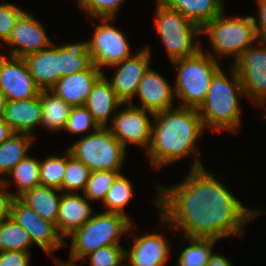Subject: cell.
<instances>
[{
  "label": "cell",
  "instance_id": "obj_1",
  "mask_svg": "<svg viewBox=\"0 0 266 266\" xmlns=\"http://www.w3.org/2000/svg\"><path fill=\"white\" fill-rule=\"evenodd\" d=\"M205 168L190 170L173 187L157 186L153 203L160 209L161 226L172 223L170 229L174 226L191 238L243 237L242 228L264 212L244 206Z\"/></svg>",
  "mask_w": 266,
  "mask_h": 266
},
{
  "label": "cell",
  "instance_id": "obj_2",
  "mask_svg": "<svg viewBox=\"0 0 266 266\" xmlns=\"http://www.w3.org/2000/svg\"><path fill=\"white\" fill-rule=\"evenodd\" d=\"M152 117L151 145L146 152L151 166L161 168L195 154L190 170L204 167L195 146L205 129L197 109L175 106Z\"/></svg>",
  "mask_w": 266,
  "mask_h": 266
},
{
  "label": "cell",
  "instance_id": "obj_3",
  "mask_svg": "<svg viewBox=\"0 0 266 266\" xmlns=\"http://www.w3.org/2000/svg\"><path fill=\"white\" fill-rule=\"evenodd\" d=\"M230 67L231 77L223 69L213 77L207 96L197 109L204 128L211 131L236 132L241 126L239 102L245 93L237 70Z\"/></svg>",
  "mask_w": 266,
  "mask_h": 266
},
{
  "label": "cell",
  "instance_id": "obj_4",
  "mask_svg": "<svg viewBox=\"0 0 266 266\" xmlns=\"http://www.w3.org/2000/svg\"><path fill=\"white\" fill-rule=\"evenodd\" d=\"M172 63L178 69L173 86L175 98L181 101L177 106L198 109L207 96L213 77L222 69L220 63L202 48L195 55Z\"/></svg>",
  "mask_w": 266,
  "mask_h": 266
},
{
  "label": "cell",
  "instance_id": "obj_5",
  "mask_svg": "<svg viewBox=\"0 0 266 266\" xmlns=\"http://www.w3.org/2000/svg\"><path fill=\"white\" fill-rule=\"evenodd\" d=\"M131 228L134 227L128 216L106 211L95 213L81 228L68 236L72 238L69 258L82 261L101 247L120 245L121 235L128 233Z\"/></svg>",
  "mask_w": 266,
  "mask_h": 266
},
{
  "label": "cell",
  "instance_id": "obj_6",
  "mask_svg": "<svg viewBox=\"0 0 266 266\" xmlns=\"http://www.w3.org/2000/svg\"><path fill=\"white\" fill-rule=\"evenodd\" d=\"M223 13L224 11L201 28V34L205 33L209 37L208 41L214 54L209 50L203 51L215 60H218L216 54L220 58L233 56V65L253 43L258 41L259 36L252 16L227 18Z\"/></svg>",
  "mask_w": 266,
  "mask_h": 266
},
{
  "label": "cell",
  "instance_id": "obj_7",
  "mask_svg": "<svg viewBox=\"0 0 266 266\" xmlns=\"http://www.w3.org/2000/svg\"><path fill=\"white\" fill-rule=\"evenodd\" d=\"M155 14L154 24L171 61L193 56L202 48L196 41L201 35L197 24L159 2Z\"/></svg>",
  "mask_w": 266,
  "mask_h": 266
},
{
  "label": "cell",
  "instance_id": "obj_8",
  "mask_svg": "<svg viewBox=\"0 0 266 266\" xmlns=\"http://www.w3.org/2000/svg\"><path fill=\"white\" fill-rule=\"evenodd\" d=\"M68 150L76 160L84 163L93 172L121 171L127 149L107 127H100L83 135L69 146Z\"/></svg>",
  "mask_w": 266,
  "mask_h": 266
},
{
  "label": "cell",
  "instance_id": "obj_9",
  "mask_svg": "<svg viewBox=\"0 0 266 266\" xmlns=\"http://www.w3.org/2000/svg\"><path fill=\"white\" fill-rule=\"evenodd\" d=\"M96 19L101 24L96 25L93 38L85 41V43L92 64L103 72L104 67L110 68V66L120 63L133 54L130 53V45L126 35L120 29L110 25L114 18Z\"/></svg>",
  "mask_w": 266,
  "mask_h": 266
},
{
  "label": "cell",
  "instance_id": "obj_10",
  "mask_svg": "<svg viewBox=\"0 0 266 266\" xmlns=\"http://www.w3.org/2000/svg\"><path fill=\"white\" fill-rule=\"evenodd\" d=\"M256 43L257 46L251 45L232 66L238 72L245 97L256 106H265L266 42L258 39Z\"/></svg>",
  "mask_w": 266,
  "mask_h": 266
},
{
  "label": "cell",
  "instance_id": "obj_11",
  "mask_svg": "<svg viewBox=\"0 0 266 266\" xmlns=\"http://www.w3.org/2000/svg\"><path fill=\"white\" fill-rule=\"evenodd\" d=\"M119 108L107 128L126 149L128 143L138 145L147 152L151 145L152 119L154 114L130 104Z\"/></svg>",
  "mask_w": 266,
  "mask_h": 266
},
{
  "label": "cell",
  "instance_id": "obj_12",
  "mask_svg": "<svg viewBox=\"0 0 266 266\" xmlns=\"http://www.w3.org/2000/svg\"><path fill=\"white\" fill-rule=\"evenodd\" d=\"M11 218L29 233L32 245L37 244L49 255L66 244L54 223L42 219L19 198L12 204Z\"/></svg>",
  "mask_w": 266,
  "mask_h": 266
},
{
  "label": "cell",
  "instance_id": "obj_13",
  "mask_svg": "<svg viewBox=\"0 0 266 266\" xmlns=\"http://www.w3.org/2000/svg\"><path fill=\"white\" fill-rule=\"evenodd\" d=\"M40 92L23 58L0 53V93L4 100H25Z\"/></svg>",
  "mask_w": 266,
  "mask_h": 266
},
{
  "label": "cell",
  "instance_id": "obj_14",
  "mask_svg": "<svg viewBox=\"0 0 266 266\" xmlns=\"http://www.w3.org/2000/svg\"><path fill=\"white\" fill-rule=\"evenodd\" d=\"M150 57L149 47L144 46L133 56L110 66L115 68V73L111 79L107 78V80L123 104L133 103L138 85L150 67Z\"/></svg>",
  "mask_w": 266,
  "mask_h": 266
},
{
  "label": "cell",
  "instance_id": "obj_15",
  "mask_svg": "<svg viewBox=\"0 0 266 266\" xmlns=\"http://www.w3.org/2000/svg\"><path fill=\"white\" fill-rule=\"evenodd\" d=\"M33 15L25 11L16 21L5 42L9 46L11 45L10 47L13 46L9 49L8 56L23 58L28 54L41 51L53 43L41 21Z\"/></svg>",
  "mask_w": 266,
  "mask_h": 266
},
{
  "label": "cell",
  "instance_id": "obj_16",
  "mask_svg": "<svg viewBox=\"0 0 266 266\" xmlns=\"http://www.w3.org/2000/svg\"><path fill=\"white\" fill-rule=\"evenodd\" d=\"M139 96L141 106L130 105L147 110L153 114L174 108L173 86L151 67L141 79L135 96Z\"/></svg>",
  "mask_w": 266,
  "mask_h": 266
},
{
  "label": "cell",
  "instance_id": "obj_17",
  "mask_svg": "<svg viewBox=\"0 0 266 266\" xmlns=\"http://www.w3.org/2000/svg\"><path fill=\"white\" fill-rule=\"evenodd\" d=\"M162 233L135 236L129 251H125L126 266H165L170 259V245Z\"/></svg>",
  "mask_w": 266,
  "mask_h": 266
},
{
  "label": "cell",
  "instance_id": "obj_18",
  "mask_svg": "<svg viewBox=\"0 0 266 266\" xmlns=\"http://www.w3.org/2000/svg\"><path fill=\"white\" fill-rule=\"evenodd\" d=\"M40 94L25 100H4L2 118L18 134H32L42 120Z\"/></svg>",
  "mask_w": 266,
  "mask_h": 266
},
{
  "label": "cell",
  "instance_id": "obj_19",
  "mask_svg": "<svg viewBox=\"0 0 266 266\" xmlns=\"http://www.w3.org/2000/svg\"><path fill=\"white\" fill-rule=\"evenodd\" d=\"M23 59L41 91L51 90L61 78L59 45L52 43L41 51L24 56Z\"/></svg>",
  "mask_w": 266,
  "mask_h": 266
},
{
  "label": "cell",
  "instance_id": "obj_20",
  "mask_svg": "<svg viewBox=\"0 0 266 266\" xmlns=\"http://www.w3.org/2000/svg\"><path fill=\"white\" fill-rule=\"evenodd\" d=\"M104 74L94 64L83 72L61 77L51 89L59 98L74 106L85 104L93 85Z\"/></svg>",
  "mask_w": 266,
  "mask_h": 266
},
{
  "label": "cell",
  "instance_id": "obj_21",
  "mask_svg": "<svg viewBox=\"0 0 266 266\" xmlns=\"http://www.w3.org/2000/svg\"><path fill=\"white\" fill-rule=\"evenodd\" d=\"M84 105L99 127H107L108 122L112 121L119 107L125 106L112 89L106 74H103L93 85Z\"/></svg>",
  "mask_w": 266,
  "mask_h": 266
},
{
  "label": "cell",
  "instance_id": "obj_22",
  "mask_svg": "<svg viewBox=\"0 0 266 266\" xmlns=\"http://www.w3.org/2000/svg\"><path fill=\"white\" fill-rule=\"evenodd\" d=\"M78 193H63L61 197L59 214L57 219V230L65 238L76 229L81 228L93 216L92 208L88 199Z\"/></svg>",
  "mask_w": 266,
  "mask_h": 266
},
{
  "label": "cell",
  "instance_id": "obj_23",
  "mask_svg": "<svg viewBox=\"0 0 266 266\" xmlns=\"http://www.w3.org/2000/svg\"><path fill=\"white\" fill-rule=\"evenodd\" d=\"M156 2L180 12L200 28L225 10L224 0H156Z\"/></svg>",
  "mask_w": 266,
  "mask_h": 266
},
{
  "label": "cell",
  "instance_id": "obj_24",
  "mask_svg": "<svg viewBox=\"0 0 266 266\" xmlns=\"http://www.w3.org/2000/svg\"><path fill=\"white\" fill-rule=\"evenodd\" d=\"M60 192L62 193V191L57 188L40 185L24 192L18 198L42 219L54 223L57 227L62 197Z\"/></svg>",
  "mask_w": 266,
  "mask_h": 266
},
{
  "label": "cell",
  "instance_id": "obj_25",
  "mask_svg": "<svg viewBox=\"0 0 266 266\" xmlns=\"http://www.w3.org/2000/svg\"><path fill=\"white\" fill-rule=\"evenodd\" d=\"M40 98L42 107L41 125L51 132L64 130L72 106L51 90H42Z\"/></svg>",
  "mask_w": 266,
  "mask_h": 266
},
{
  "label": "cell",
  "instance_id": "obj_26",
  "mask_svg": "<svg viewBox=\"0 0 266 266\" xmlns=\"http://www.w3.org/2000/svg\"><path fill=\"white\" fill-rule=\"evenodd\" d=\"M34 136L14 133L0 145V181L2 175H6L29 154Z\"/></svg>",
  "mask_w": 266,
  "mask_h": 266
},
{
  "label": "cell",
  "instance_id": "obj_27",
  "mask_svg": "<svg viewBox=\"0 0 266 266\" xmlns=\"http://www.w3.org/2000/svg\"><path fill=\"white\" fill-rule=\"evenodd\" d=\"M91 65L92 60L85 41L60 45V77L83 72Z\"/></svg>",
  "mask_w": 266,
  "mask_h": 266
},
{
  "label": "cell",
  "instance_id": "obj_28",
  "mask_svg": "<svg viewBox=\"0 0 266 266\" xmlns=\"http://www.w3.org/2000/svg\"><path fill=\"white\" fill-rule=\"evenodd\" d=\"M40 160L28 155L22 159L7 175L15 181L17 188L13 195L18 198L24 192L40 186Z\"/></svg>",
  "mask_w": 266,
  "mask_h": 266
},
{
  "label": "cell",
  "instance_id": "obj_29",
  "mask_svg": "<svg viewBox=\"0 0 266 266\" xmlns=\"http://www.w3.org/2000/svg\"><path fill=\"white\" fill-rule=\"evenodd\" d=\"M189 242L179 255L177 266H207L217 239L186 237Z\"/></svg>",
  "mask_w": 266,
  "mask_h": 266
},
{
  "label": "cell",
  "instance_id": "obj_30",
  "mask_svg": "<svg viewBox=\"0 0 266 266\" xmlns=\"http://www.w3.org/2000/svg\"><path fill=\"white\" fill-rule=\"evenodd\" d=\"M32 241L29 233L13 218L0 223V252L22 251L30 252Z\"/></svg>",
  "mask_w": 266,
  "mask_h": 266
},
{
  "label": "cell",
  "instance_id": "obj_31",
  "mask_svg": "<svg viewBox=\"0 0 266 266\" xmlns=\"http://www.w3.org/2000/svg\"><path fill=\"white\" fill-rule=\"evenodd\" d=\"M133 196V186L130 180L124 175L119 174L113 181L111 188L108 190L103 206L106 212L119 213L124 216V208Z\"/></svg>",
  "mask_w": 266,
  "mask_h": 266
},
{
  "label": "cell",
  "instance_id": "obj_32",
  "mask_svg": "<svg viewBox=\"0 0 266 266\" xmlns=\"http://www.w3.org/2000/svg\"><path fill=\"white\" fill-rule=\"evenodd\" d=\"M90 169L82 162L76 160L66 150V170L62 183V191L66 190L65 193H77L81 190L82 193L85 191L87 182L90 176Z\"/></svg>",
  "mask_w": 266,
  "mask_h": 266
},
{
  "label": "cell",
  "instance_id": "obj_33",
  "mask_svg": "<svg viewBox=\"0 0 266 266\" xmlns=\"http://www.w3.org/2000/svg\"><path fill=\"white\" fill-rule=\"evenodd\" d=\"M63 157L48 156L40 160V185L57 188L62 191V183L66 170V150Z\"/></svg>",
  "mask_w": 266,
  "mask_h": 266
},
{
  "label": "cell",
  "instance_id": "obj_34",
  "mask_svg": "<svg viewBox=\"0 0 266 266\" xmlns=\"http://www.w3.org/2000/svg\"><path fill=\"white\" fill-rule=\"evenodd\" d=\"M121 174L120 171L101 170L90 173L85 191L82 193L88 200L103 203L113 181Z\"/></svg>",
  "mask_w": 266,
  "mask_h": 266
},
{
  "label": "cell",
  "instance_id": "obj_35",
  "mask_svg": "<svg viewBox=\"0 0 266 266\" xmlns=\"http://www.w3.org/2000/svg\"><path fill=\"white\" fill-rule=\"evenodd\" d=\"M125 0H77L80 10L92 18H114Z\"/></svg>",
  "mask_w": 266,
  "mask_h": 266
},
{
  "label": "cell",
  "instance_id": "obj_36",
  "mask_svg": "<svg viewBox=\"0 0 266 266\" xmlns=\"http://www.w3.org/2000/svg\"><path fill=\"white\" fill-rule=\"evenodd\" d=\"M91 126L93 131L100 128L85 105L74 106L70 111L64 130L69 134H80L90 130Z\"/></svg>",
  "mask_w": 266,
  "mask_h": 266
},
{
  "label": "cell",
  "instance_id": "obj_37",
  "mask_svg": "<svg viewBox=\"0 0 266 266\" xmlns=\"http://www.w3.org/2000/svg\"><path fill=\"white\" fill-rule=\"evenodd\" d=\"M125 251V247L121 245H110L101 247L86 257L89 258V266H126L122 262L126 260Z\"/></svg>",
  "mask_w": 266,
  "mask_h": 266
},
{
  "label": "cell",
  "instance_id": "obj_38",
  "mask_svg": "<svg viewBox=\"0 0 266 266\" xmlns=\"http://www.w3.org/2000/svg\"><path fill=\"white\" fill-rule=\"evenodd\" d=\"M25 11L11 3L0 4V40L7 41L18 18Z\"/></svg>",
  "mask_w": 266,
  "mask_h": 266
},
{
  "label": "cell",
  "instance_id": "obj_39",
  "mask_svg": "<svg viewBox=\"0 0 266 266\" xmlns=\"http://www.w3.org/2000/svg\"><path fill=\"white\" fill-rule=\"evenodd\" d=\"M9 183L8 179L0 181V223L11 217L12 204L16 198L13 192L7 189Z\"/></svg>",
  "mask_w": 266,
  "mask_h": 266
},
{
  "label": "cell",
  "instance_id": "obj_40",
  "mask_svg": "<svg viewBox=\"0 0 266 266\" xmlns=\"http://www.w3.org/2000/svg\"><path fill=\"white\" fill-rule=\"evenodd\" d=\"M30 261V252H0V266H31Z\"/></svg>",
  "mask_w": 266,
  "mask_h": 266
},
{
  "label": "cell",
  "instance_id": "obj_41",
  "mask_svg": "<svg viewBox=\"0 0 266 266\" xmlns=\"http://www.w3.org/2000/svg\"><path fill=\"white\" fill-rule=\"evenodd\" d=\"M258 3V19L252 16L259 39L266 42V0H256ZM258 20V21H257Z\"/></svg>",
  "mask_w": 266,
  "mask_h": 266
},
{
  "label": "cell",
  "instance_id": "obj_42",
  "mask_svg": "<svg viewBox=\"0 0 266 266\" xmlns=\"http://www.w3.org/2000/svg\"><path fill=\"white\" fill-rule=\"evenodd\" d=\"M207 266H233L228 257L213 252L210 255Z\"/></svg>",
  "mask_w": 266,
  "mask_h": 266
},
{
  "label": "cell",
  "instance_id": "obj_43",
  "mask_svg": "<svg viewBox=\"0 0 266 266\" xmlns=\"http://www.w3.org/2000/svg\"><path fill=\"white\" fill-rule=\"evenodd\" d=\"M14 132L12 129L8 126V124L3 120V118L0 116V145L10 138Z\"/></svg>",
  "mask_w": 266,
  "mask_h": 266
},
{
  "label": "cell",
  "instance_id": "obj_44",
  "mask_svg": "<svg viewBox=\"0 0 266 266\" xmlns=\"http://www.w3.org/2000/svg\"><path fill=\"white\" fill-rule=\"evenodd\" d=\"M55 262H56L57 266H79V265L76 264V262H77L76 260H72L70 258H69V262L68 261L67 262L66 261H62V260H57L55 258Z\"/></svg>",
  "mask_w": 266,
  "mask_h": 266
},
{
  "label": "cell",
  "instance_id": "obj_45",
  "mask_svg": "<svg viewBox=\"0 0 266 266\" xmlns=\"http://www.w3.org/2000/svg\"><path fill=\"white\" fill-rule=\"evenodd\" d=\"M3 104H4V98H3L2 94L0 93V116H2Z\"/></svg>",
  "mask_w": 266,
  "mask_h": 266
}]
</instances>
